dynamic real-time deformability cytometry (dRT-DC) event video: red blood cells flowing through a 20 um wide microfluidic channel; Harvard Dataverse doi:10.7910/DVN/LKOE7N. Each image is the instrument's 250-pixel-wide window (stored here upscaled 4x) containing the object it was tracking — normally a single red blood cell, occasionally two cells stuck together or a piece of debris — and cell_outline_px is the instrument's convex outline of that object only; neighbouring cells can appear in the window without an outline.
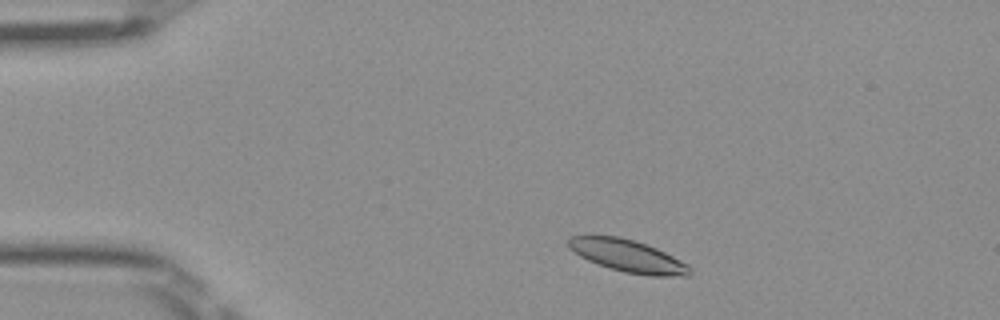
{"species": "Egyptian fruit bat (a non-hibernating species)", "species_latin": "Rousettus aegyptiacus", "temperature_condition": "room temperature", "stored_images_in_passage": 37, "segment_of_instrument_passage": [1, 2], "camera_frame_rate_fps": 3000, "um_per_image_px": 0.085, "frame": {"image": 1, "passage_image": 4, "time_ms": 1.0, "image_size_px": [1000, 320], "cell_outline_px": [[692, 272], [688, 276], [652, 276], [624, 272], [588, 260], [580, 256], [568, 248], [568, 236], [620, 236], [656, 248], [688, 264], [692, 268]], "centroid_in_image_um": [53.38, 21.76], "position_along_channel_um": 31.6, "area_um2": 22.6}}
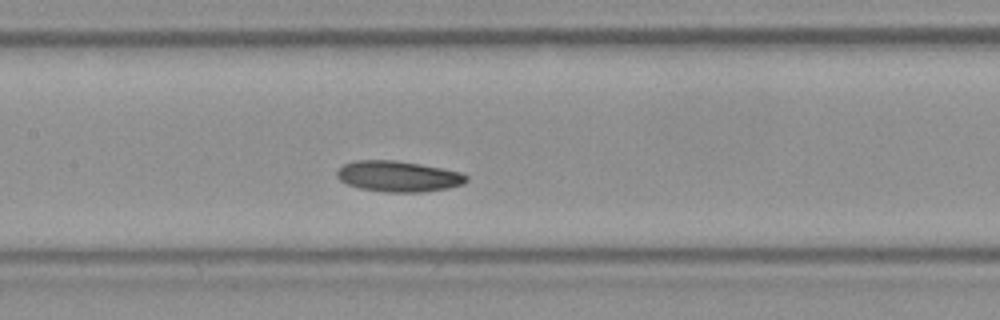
{"frame": {"image": 2, "passage_image": 19, "time_ms": 6.0, "image_size_px": [1000, 320], "cell_outline_px": [[468, 180], [464, 184], [448, 188], [420, 192], [384, 192], [360, 188], [348, 184], [340, 180], [336, 176], [336, 172], [344, 164], [356, 160], [396, 160], [420, 164], [460, 172], [468, 176]], "centroid_in_image_um": [33.86, 14.99], "position_along_channel_um": 173.5, "area_um2": 23.18}}
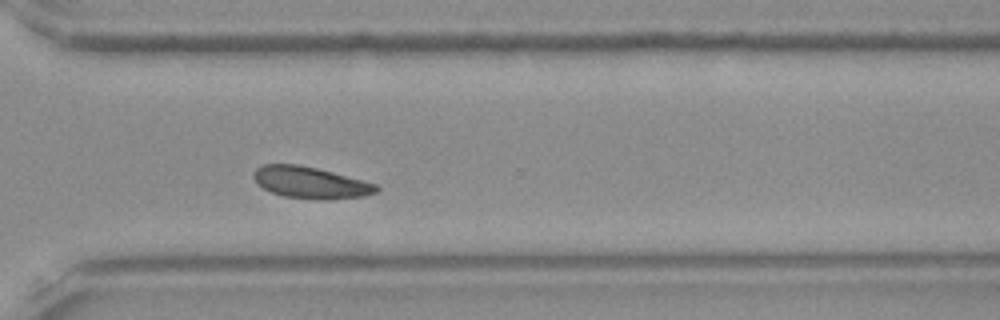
{"frame": {"image": 3, "passage_image": 32, "time_ms": 10.333, "image_size_px": [1000, 320], "cell_outline_px": [[380, 188], [376, 192], [364, 196], [332, 200], [324, 200], [284, 196], [272, 192], [264, 188], [252, 176], [256, 168], [264, 164], [296, 164], [316, 168], [364, 180], [376, 184]], "centroid_in_image_um": [26.43, 15.52], "position_along_channel_um": 344.2, "area_um2": 22.48}}